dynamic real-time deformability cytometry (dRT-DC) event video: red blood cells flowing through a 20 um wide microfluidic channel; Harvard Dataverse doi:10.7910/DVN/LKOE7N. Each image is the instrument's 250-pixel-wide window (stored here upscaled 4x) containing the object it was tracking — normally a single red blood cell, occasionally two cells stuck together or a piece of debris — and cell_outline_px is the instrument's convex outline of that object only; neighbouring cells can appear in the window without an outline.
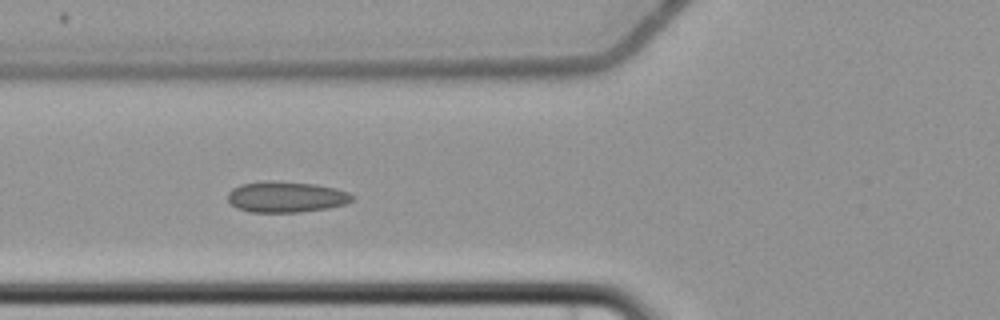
{"species": "common noctule bat (a hibernating species)", "species_latin": "Nyctalus noctula", "temperature_condition": "cold", "stored_images_in_passage": 9, "camera_frame_rate_fps": 3000, "um_per_image_px": 0.085, "animal": {"sex": "female", "body_mass_g": 22.7, "forearm_length_mm": 54.2}, "frame": {"image": 1, "passage_image": 6, "time_ms": 6.0, "image_size_px": [1000, 320], "cell_outline_px": [[352, 200], [344, 204], [328, 208], [300, 212], [252, 212], [236, 208], [228, 200], [228, 192], [232, 188], [240, 184], [268, 180], [276, 180], [316, 184], [336, 188], [348, 192], [352, 196]], "centroid_in_image_um": [24.29, 16.72], "position_along_channel_um": 101.5, "area_um2": 22.54}}
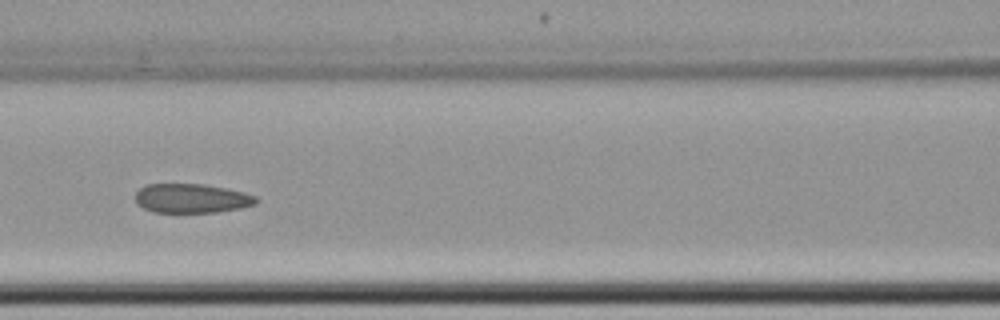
{"frame": {"image": 2, "passage_image": 7, "time_ms": 7.333, "image_size_px": [1000, 320], "cell_outline_px": [[260, 200], [256, 204], [240, 208], [216, 212], [152, 212], [136, 204], [136, 192], [140, 188], [148, 184], [204, 184], [244, 192], [256, 196]], "centroid_in_image_um": [16.3, 16.86], "position_along_channel_um": 150.3, "area_um2": 20.58}}
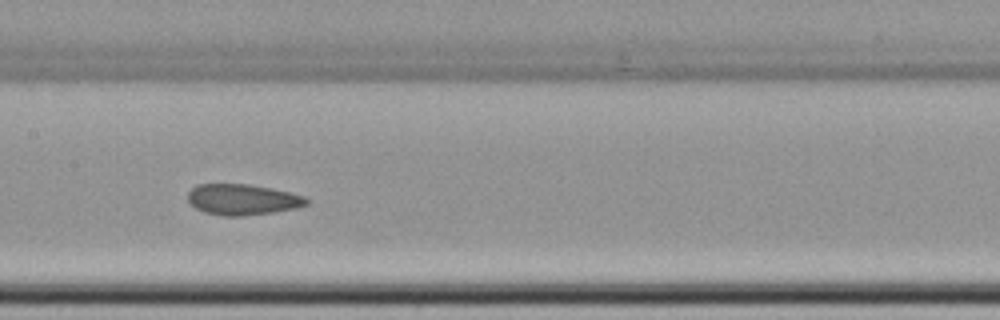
{"frame": {"image": 3, "passage_image": 8, "time_ms": 8.333, "image_size_px": [1000, 320], "cell_outline_px": [[308, 204], [296, 208], [272, 212], [240, 216], [224, 216], [204, 212], [196, 208], [188, 200], [188, 192], [196, 184], [248, 184], [272, 188], [304, 196], [308, 200]], "centroid_in_image_um": [20.6, 16.95], "position_along_channel_um": 186.8, "area_um2": 21.21}}